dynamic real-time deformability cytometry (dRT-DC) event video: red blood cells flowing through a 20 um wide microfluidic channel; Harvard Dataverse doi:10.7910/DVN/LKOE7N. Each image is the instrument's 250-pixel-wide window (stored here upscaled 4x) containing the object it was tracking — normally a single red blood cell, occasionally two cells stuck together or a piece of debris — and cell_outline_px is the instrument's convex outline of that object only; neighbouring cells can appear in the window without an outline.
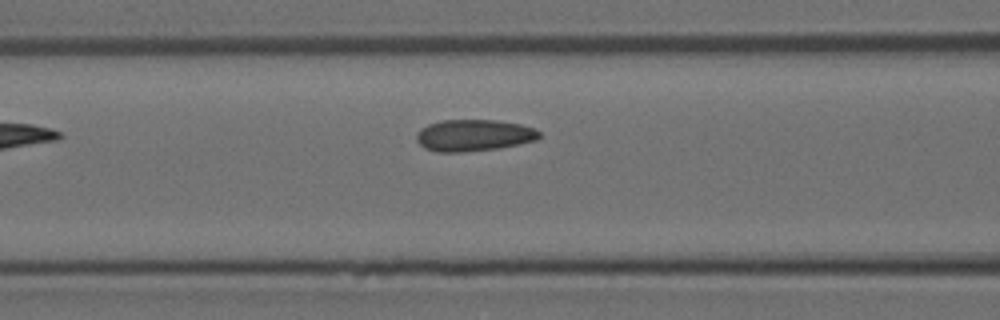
{"species": "Egyptian fruit bat (a non-hibernating species)", "species_latin": "Rousettus aegyptiacus", "temperature_condition": "room temperature", "stored_images_in_passage": 4, "camera_frame_rate_fps": 3000, "um_per_image_px": 0.085, "animal": {"sex": "female"}, "frame": {"image": 1, "passage_image": 4, "time_ms": 4.667, "image_size_px": [1000, 320], "cell_outline_px": [[540, 136], [536, 140], [520, 144], [500, 148], [464, 152], [436, 152], [424, 148], [416, 140], [416, 132], [420, 128], [428, 124], [444, 120], [496, 120], [520, 124], [532, 128], [540, 132]], "centroid_in_image_um": [40.24, 11.51], "position_along_channel_um": 126.4, "area_um2": 22.77}}